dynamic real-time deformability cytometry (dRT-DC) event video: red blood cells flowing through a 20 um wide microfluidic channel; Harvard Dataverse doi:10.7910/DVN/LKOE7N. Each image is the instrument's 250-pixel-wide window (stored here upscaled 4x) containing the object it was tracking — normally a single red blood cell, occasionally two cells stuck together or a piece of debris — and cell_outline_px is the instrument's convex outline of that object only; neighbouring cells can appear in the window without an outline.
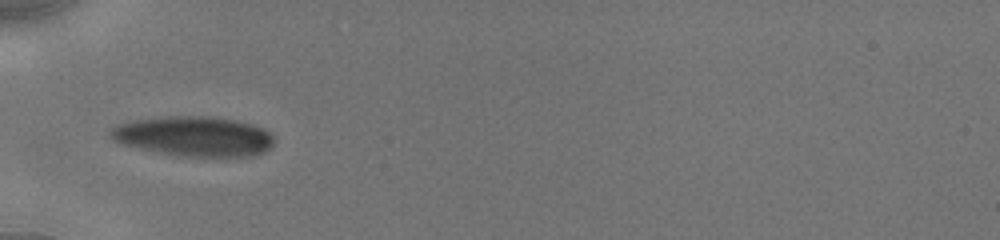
{"species": "human", "species_latin": "Homo sapiens", "temperature_condition": "cold", "stored_images_in_passage": 18, "camera_frame_rate_fps": 3000, "um_per_image_px": 0.085, "donor": {"sex": "male"}, "frame": {"image": 1, "passage_image": 1, "time_ms": 0.0, "image_size_px": [1000, 240], "cell_outline_px": [[272, 148], [256, 156], [184, 156], [124, 144], [112, 140], [108, 136], [108, 132], [116, 124], [132, 120], [168, 116], [216, 116], [236, 120], [252, 124], [268, 132], [272, 136]], "centroid_in_image_um": [16.48, 11.56], "position_along_channel_um": 68.5, "area_um2": 37.8}}
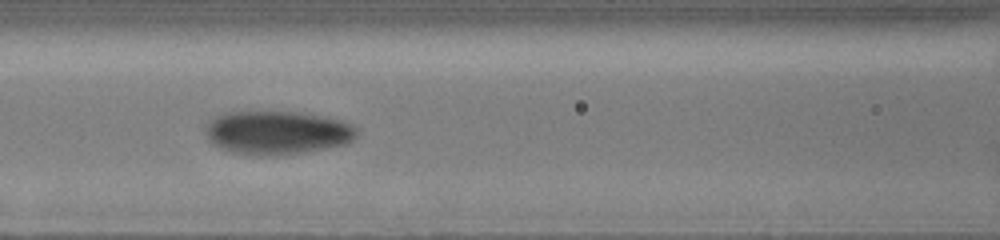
{"frame": {"image": 2, "passage_image": 10, "time_ms": 2.0, "image_size_px": [1000, 240], "cell_outline_px": [[356, 136], [348, 144], [304, 152], [276, 156], [260, 156], [232, 152], [220, 148], [208, 136], [208, 124], [216, 116], [224, 112], [300, 112], [328, 116], [352, 124], [356, 128]], "centroid_in_image_um": [23.64, 11.27], "position_along_channel_um": 143.0, "area_um2": 38.26}}
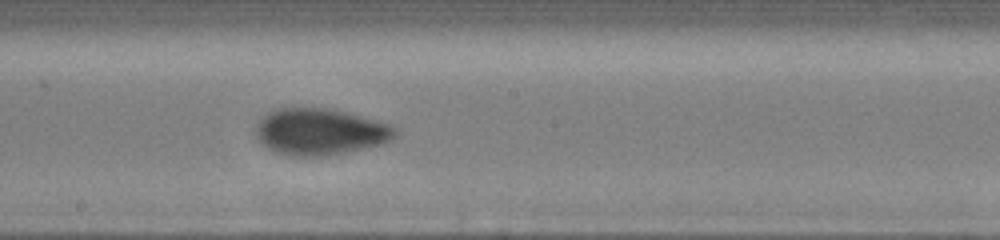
{"frame": {"image": 3, "passage_image": 17, "time_ms": 4.0, "image_size_px": [1000, 240], "cell_outline_px": [[400, 132], [392, 140], [380, 144], [344, 152], [320, 156], [292, 156], [276, 152], [268, 148], [256, 136], [256, 124], [268, 112], [280, 108], [328, 108], [348, 112], [392, 124]], "centroid_in_image_um": [27.25, 11.18], "position_along_channel_um": 221.0, "area_um2": 37.69}}